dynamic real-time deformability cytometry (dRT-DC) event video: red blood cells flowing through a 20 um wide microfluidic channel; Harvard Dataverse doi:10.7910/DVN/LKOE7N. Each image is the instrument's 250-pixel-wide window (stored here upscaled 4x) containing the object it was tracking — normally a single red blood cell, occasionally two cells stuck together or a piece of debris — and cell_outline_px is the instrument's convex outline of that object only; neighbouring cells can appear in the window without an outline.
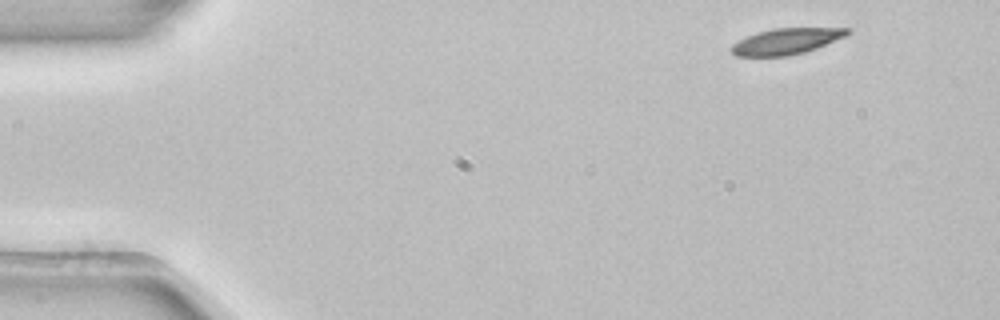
{"species": "common noctule bat (a hibernating species)", "species_latin": "Nyctalus noctula", "temperature_condition": "room temperature", "stored_images_in_passage": 6, "camera_frame_rate_fps": 3000, "um_per_image_px": 0.085, "animal": {"sex": "female", "body_mass_g": 22.7, "forearm_length_mm": 54.2}, "frame": {"image": 1, "passage_image": 1, "time_ms": 0.0, "image_size_px": [1000, 320], "cell_outline_px": [[852, 32], [844, 36], [816, 48], [804, 52], [788, 56], [736, 56], [728, 48], [732, 44], [756, 32], [772, 28], [852, 28]], "centroid_in_image_um": [66.81, 3.5], "position_along_channel_um": 18.2, "area_um2": 17.51}}
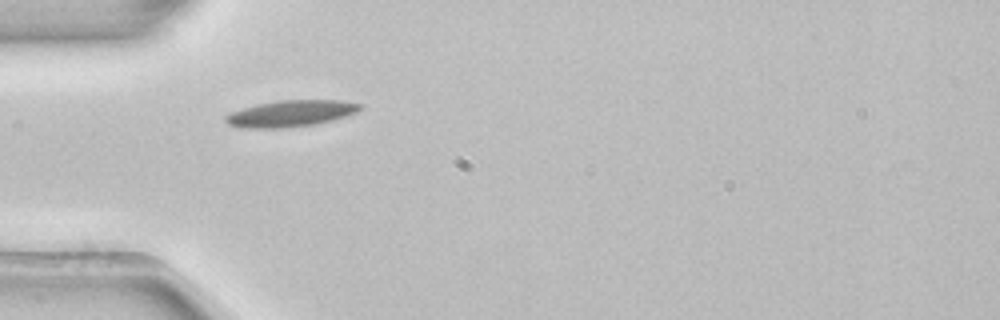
{"frame": {"image": 2, "passage_image": 4, "time_ms": 1.0, "image_size_px": [1000, 320], "cell_outline_px": [[364, 108], [356, 112], [332, 120], [316, 124], [288, 128], [240, 128], [228, 124], [224, 120], [224, 116], [232, 112], [244, 108], [276, 100], [340, 100], [364, 104]], "centroid_in_image_um": [24.74, 9.65], "position_along_channel_um": 60.3, "area_um2": 20.81}}